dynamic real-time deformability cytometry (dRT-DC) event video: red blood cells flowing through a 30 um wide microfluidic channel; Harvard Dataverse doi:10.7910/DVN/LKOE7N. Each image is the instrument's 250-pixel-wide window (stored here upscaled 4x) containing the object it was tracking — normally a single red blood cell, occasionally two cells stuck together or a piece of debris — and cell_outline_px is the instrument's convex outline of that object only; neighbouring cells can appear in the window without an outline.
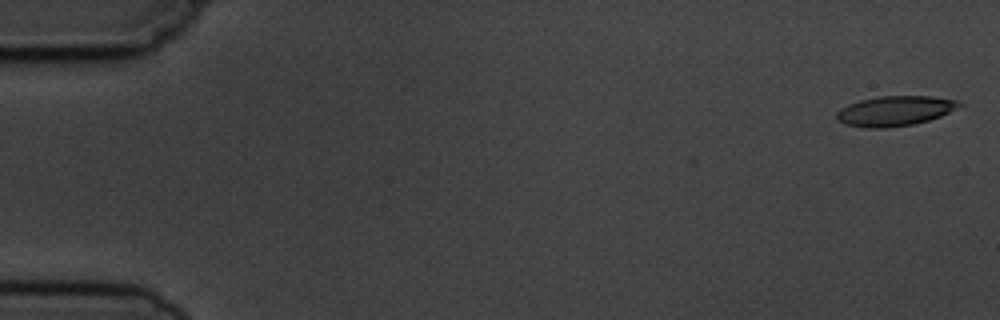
{"species": "common noctule bat (a hibernating species)", "species_latin": "Nyctalus noctula", "temperature_condition": "cold", "stored_images_in_passage": 6, "camera_frame_rate_fps": 3000, "um_per_image_px": 0.085, "animal": {"sex": "male", "body_mass_g": 19.5, "forearm_length_mm": 54.6}, "frame": {"image": 1, "passage_image": 1, "time_ms": 0.0, "image_size_px": [1000, 320], "cell_outline_px": [[964, 104], [940, 116], [928, 120], [912, 124], [888, 128], [868, 128], [844, 124], [836, 116], [836, 112], [840, 108], [848, 104], [860, 100], [880, 96], [932, 96], [956, 100]], "centroid_in_image_um": [76.05, 9.42], "position_along_channel_um": 9.0, "area_um2": 21.27}}
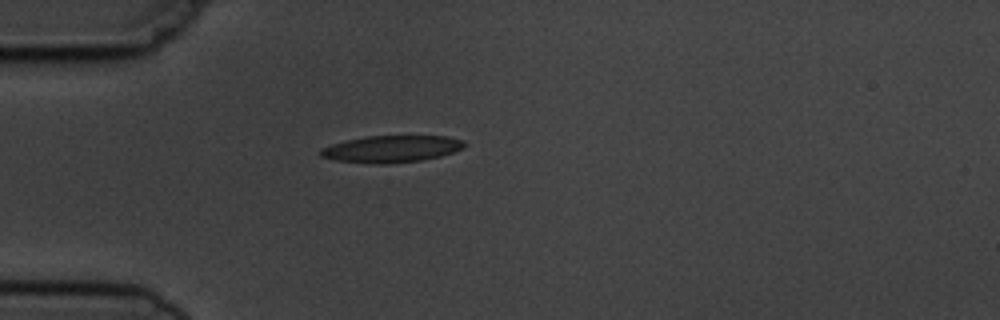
{"frame": {"image": 2, "passage_image": 5, "time_ms": 4.667, "image_size_px": [1000, 320], "cell_outline_px": [[468, 144], [464, 148], [440, 156], [420, 160], [388, 164], [372, 164], [336, 160], [320, 156], [320, 148], [332, 144], [364, 136], [448, 136], [464, 140]], "centroid_in_image_um": [33.3, 12.66], "position_along_channel_um": 51.7, "area_um2": 22.6}}